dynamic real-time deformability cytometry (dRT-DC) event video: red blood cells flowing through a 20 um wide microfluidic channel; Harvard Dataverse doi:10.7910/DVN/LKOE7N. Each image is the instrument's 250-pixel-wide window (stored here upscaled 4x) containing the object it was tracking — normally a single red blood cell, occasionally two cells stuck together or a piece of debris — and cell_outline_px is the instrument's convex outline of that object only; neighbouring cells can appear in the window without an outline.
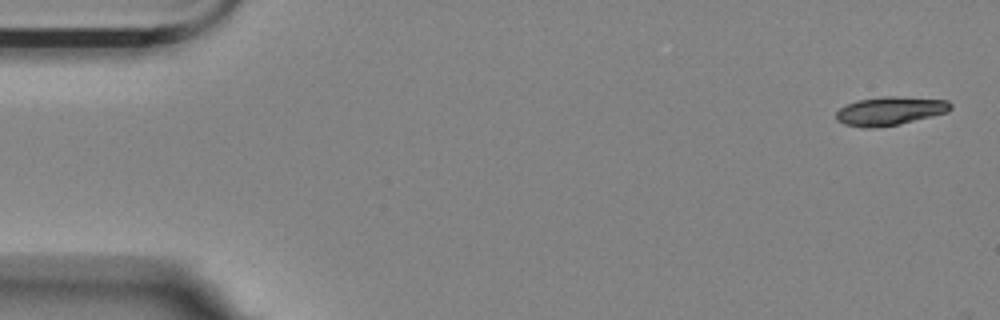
{"species": "Egyptian fruit bat (a non-hibernating species)", "species_latin": "Rousettus aegyptiacus", "temperature_condition": "room temperature", "stored_images_in_passage": 5, "camera_frame_rate_fps": 3000, "um_per_image_px": 0.085, "animal": {"sex": "female"}, "frame": {"image": 1, "passage_image": 1, "time_ms": 0.0, "image_size_px": [1000, 320], "cell_outline_px": [[952, 108], [948, 112], [932, 116], [896, 124], [872, 128], [864, 128], [844, 124], [836, 120], [836, 112], [840, 108], [856, 100], [884, 96], [892, 96], [948, 100], [952, 104]], "centroid_in_image_um": [75.64, 9.42], "position_along_channel_um": 9.4, "area_um2": 18.9}}
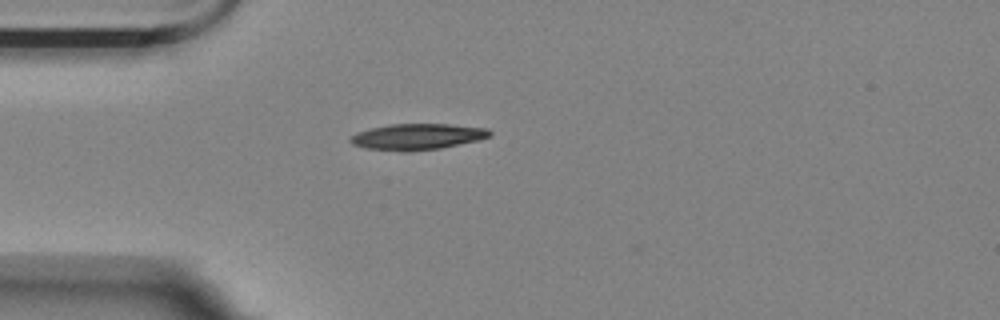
{"frame": {"image": 2, "passage_image": 5, "time_ms": 1.333, "image_size_px": [1000, 320], "cell_outline_px": [[492, 132], [488, 136], [480, 140], [440, 148], [408, 152], [400, 152], [364, 148], [352, 144], [348, 140], [356, 132], [388, 124], [448, 124], [488, 128]], "centroid_in_image_um": [35.44, 11.63], "position_along_channel_um": 49.6, "area_um2": 21.33}}